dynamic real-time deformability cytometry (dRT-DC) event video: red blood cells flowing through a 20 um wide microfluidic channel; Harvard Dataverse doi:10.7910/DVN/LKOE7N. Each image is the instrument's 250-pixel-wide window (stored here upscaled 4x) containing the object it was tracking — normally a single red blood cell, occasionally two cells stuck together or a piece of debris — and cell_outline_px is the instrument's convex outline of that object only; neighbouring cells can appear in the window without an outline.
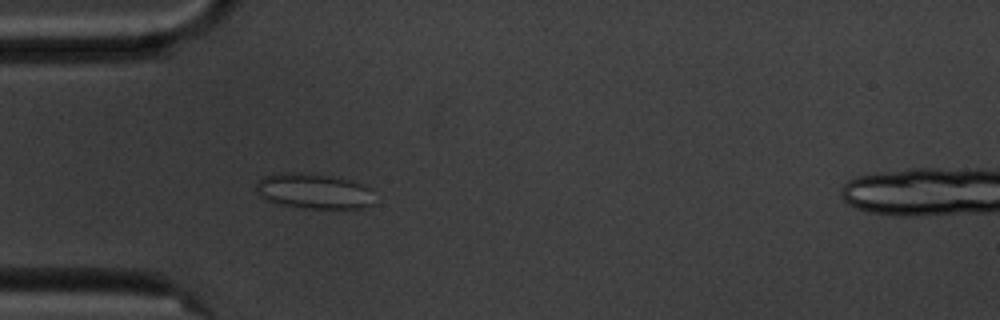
{"species": "common noctule bat (a hibernating species)", "species_latin": "Nyctalus noctula", "temperature_condition": "cold", "stored_images_in_passage": 47, "camera_frame_rate_fps": 3000, "um_per_image_px": 0.085, "animal": {"sex": "male", "body_mass_g": 20.1, "forearm_length_mm": 53.5}, "frame": {"image": 1, "passage_image": 6, "time_ms": 1.667, "image_size_px": [1000, 320], "cell_outline_px": [[376, 204], [364, 208], [304, 208], [284, 204], [268, 200], [260, 196], [256, 188], [256, 184], [264, 176], [280, 172], [292, 172], [332, 176], [352, 180], [368, 188]], "centroid_in_image_um": [26.7, 16.24], "position_along_channel_um": 58.3, "area_um2": 24.1}}
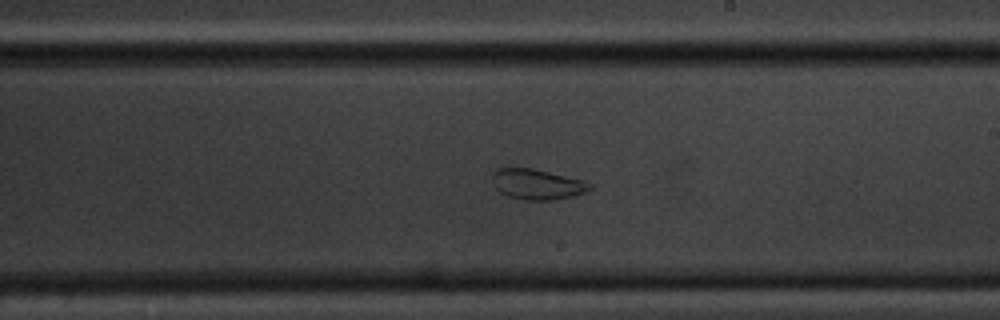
{"frame": {"image": 2, "passage_image": 22, "time_ms": 7.0, "image_size_px": [1000, 320], "cell_outline_px": [[592, 188], [584, 192], [572, 196], [556, 200], [524, 200], [508, 196], [500, 192], [496, 188], [492, 176], [492, 172], [496, 168], [532, 168], [580, 180], [592, 184]], "centroid_in_image_um": [45.62, 15.67], "position_along_channel_um": 243.4, "area_um2": 17.05}}
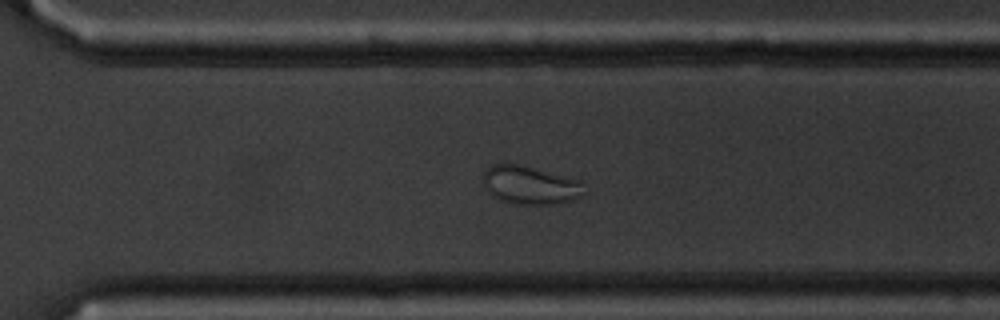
{"frame": {"image": 3, "passage_image": 29, "time_ms": 9.333, "image_size_px": [1000, 320], "cell_outline_px": [[588, 192], [572, 200], [552, 204], [516, 204], [500, 200], [492, 196], [484, 188], [484, 172], [492, 164], [504, 160], [508, 160], [584, 180]], "centroid_in_image_um": [45.1, 15.68], "position_along_channel_um": 325.5, "area_um2": 23.7}}